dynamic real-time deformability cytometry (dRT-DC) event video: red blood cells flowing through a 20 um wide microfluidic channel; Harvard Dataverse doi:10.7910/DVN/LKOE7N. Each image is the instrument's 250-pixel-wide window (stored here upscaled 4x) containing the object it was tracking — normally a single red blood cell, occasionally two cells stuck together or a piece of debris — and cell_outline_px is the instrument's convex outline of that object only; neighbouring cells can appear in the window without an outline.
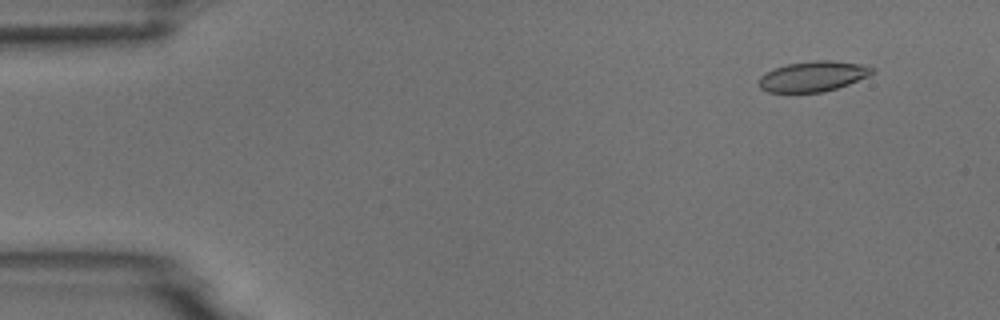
{"species": "common noctule bat (a hibernating species)", "species_latin": "Nyctalus noctula", "temperature_condition": "room temperature", "stored_images_in_passage": 5, "camera_frame_rate_fps": 3000, "um_per_image_px": 0.085, "animal": {"sex": "male", "body_mass_g": 18.8}, "frame": {"image": 1, "passage_image": 2, "time_ms": 1.0, "image_size_px": [1000, 320], "cell_outline_px": [[876, 72], [868, 76], [848, 84], [836, 88], [820, 92], [768, 92], [760, 88], [760, 76], [764, 72], [788, 64], [816, 60], [832, 60], [860, 64], [876, 68]], "centroid_in_image_um": [69.13, 6.48], "position_along_channel_um": 15.9, "area_um2": 19.88}}
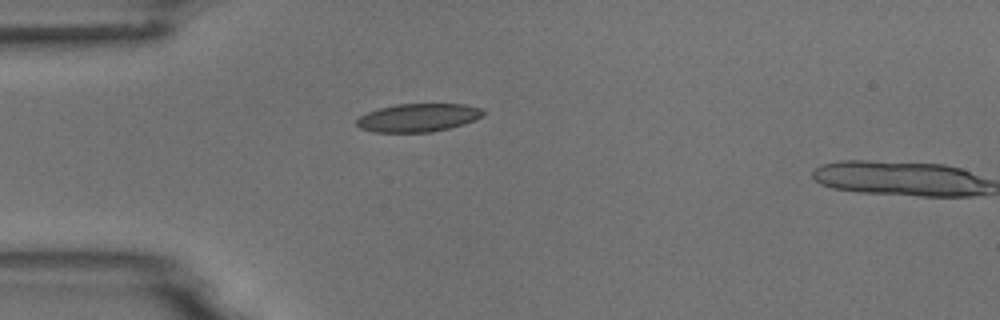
{"frame": {"image": 2, "passage_image": 4, "time_ms": 4.333, "image_size_px": [1000, 320], "cell_outline_px": [[488, 112], [476, 120], [464, 124], [432, 132], [372, 132], [360, 128], [356, 124], [356, 120], [360, 116], [376, 108], [396, 104], [464, 104], [480, 108]], "centroid_in_image_um": [35.55, 10.0], "position_along_channel_um": 49.5, "area_um2": 20.98}}